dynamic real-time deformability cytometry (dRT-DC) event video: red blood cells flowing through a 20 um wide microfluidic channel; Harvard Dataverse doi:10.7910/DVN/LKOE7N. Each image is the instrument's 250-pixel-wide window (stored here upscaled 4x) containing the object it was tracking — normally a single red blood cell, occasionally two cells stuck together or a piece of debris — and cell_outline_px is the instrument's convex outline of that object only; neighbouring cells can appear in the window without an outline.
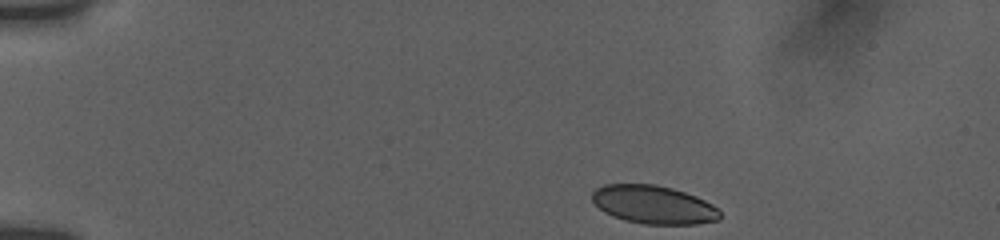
{"species": "human", "species_latin": "Homo sapiens", "temperature_condition": "room temperature", "stored_images_in_passage": 46, "camera_frame_rate_fps": 3000, "um_per_image_px": 0.085, "donor": {"sex": "female"}, "frame": {"image": 1, "passage_image": 1, "time_ms": 0.0, "image_size_px": [1000, 240], "cell_outline_px": [[720, 220], [696, 224], [644, 224], [624, 220], [612, 216], [604, 212], [592, 200], [592, 192], [596, 188], [604, 184], [656, 184], [672, 188], [696, 196], [712, 204], [720, 212]], "centroid_in_image_um": [55.54, 17.39], "position_along_channel_um": 29.5, "area_um2": 28.55}}
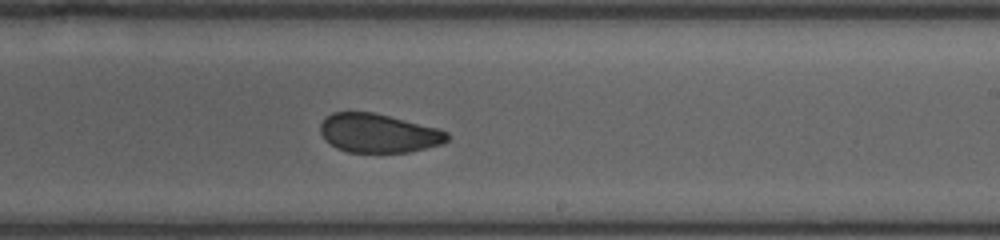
{"frame": {"image": 2, "passage_image": 26, "time_ms": 8.333, "image_size_px": [1000, 240], "cell_outline_px": [[448, 140], [444, 144], [408, 152], [348, 152], [336, 148], [324, 140], [320, 132], [320, 124], [324, 116], [332, 112], [372, 112], [440, 128], [448, 132]], "centroid_in_image_um": [32.15, 11.32], "position_along_channel_um": 256.8, "area_um2": 29.02}}
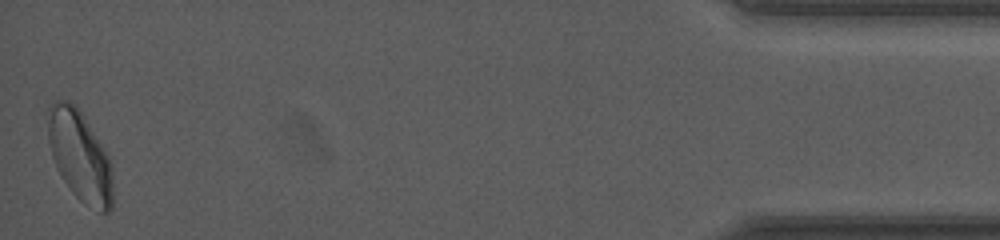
{"frame": {"image": 3, "passage_image": 46, "time_ms": 15.0, "image_size_px": [1000, 240], "cell_outline_px": [[112, 208], [108, 212], [100, 212], [80, 200], [72, 192], [60, 176], [56, 168], [52, 156], [48, 140], [48, 104], [56, 100], [68, 100], [76, 104], [80, 108], [104, 148], [112, 164]], "centroid_in_image_um": [6.78, 13.21], "position_along_channel_um": 428.4, "area_um2": 34.56}, "authors_computed_cell_mechanics": {"area_um2": 30.6918, "velocity_mm_per_s": 3.7631, "shape_relaxation_time_tau1_ms": 5.8942, "shape_relaxation_time_tau2_ms": 1.6028, "deformation_change_tau1": 0.1012, "deformation_change_tau2": 0.0602}}